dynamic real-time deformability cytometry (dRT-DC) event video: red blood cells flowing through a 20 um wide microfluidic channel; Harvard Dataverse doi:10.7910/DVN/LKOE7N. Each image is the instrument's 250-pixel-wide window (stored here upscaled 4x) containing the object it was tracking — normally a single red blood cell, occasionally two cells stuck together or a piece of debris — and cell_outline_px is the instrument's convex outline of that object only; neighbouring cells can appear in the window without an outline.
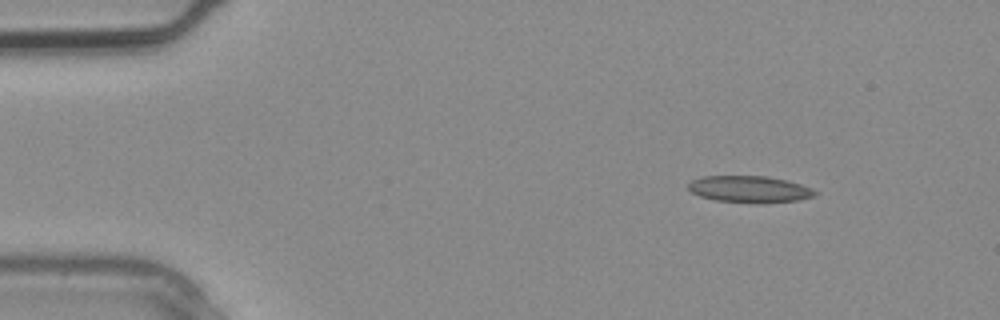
{"species": "common noctule bat (a hibernating species)", "species_latin": "Nyctalus noctula", "temperature_condition": "warm", "stored_images_in_passage": 2, "camera_frame_rate_fps": 3000, "um_per_image_px": 0.085, "animal": {"sex": "male", "body_mass_g": 20.4}, "frame": {"image": 1, "passage_image": 1, "time_ms": 0.0, "image_size_px": [1000, 320], "cell_outline_px": [[820, 192], [816, 196], [800, 200], [760, 204], [756, 204], [716, 200], [700, 196], [692, 192], [688, 188], [688, 184], [692, 180], [704, 176], [768, 176], [788, 180], [812, 188]], "centroid_in_image_um": [63.78, 16.09], "position_along_channel_um": 21.2, "area_um2": 20.06}}